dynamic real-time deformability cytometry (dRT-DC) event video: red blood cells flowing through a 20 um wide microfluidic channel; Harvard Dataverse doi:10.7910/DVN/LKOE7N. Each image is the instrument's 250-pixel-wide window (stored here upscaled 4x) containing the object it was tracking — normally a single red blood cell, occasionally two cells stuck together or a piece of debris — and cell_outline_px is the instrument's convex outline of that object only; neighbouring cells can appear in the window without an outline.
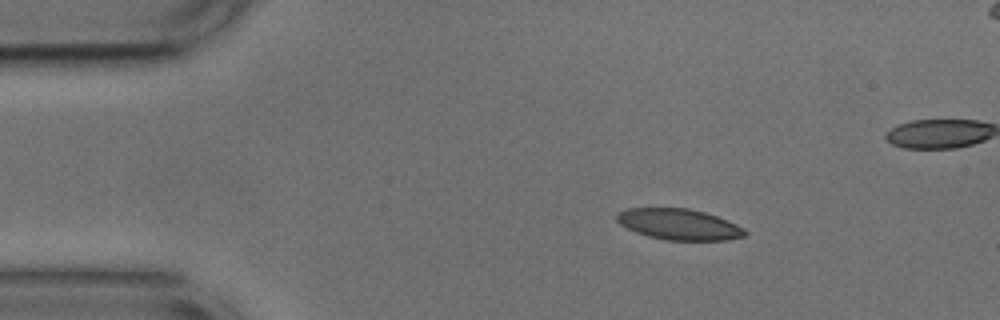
{"species": "common noctule bat (a hibernating species)", "species_latin": "Nyctalus noctula", "temperature_condition": "cold", "stored_images_in_passage": 47, "camera_frame_rate_fps": 3000, "um_per_image_px": 0.085, "animal": {"sex": "male", "body_mass_g": 17.9, "forearm_length_mm": 54.2}, "frame": {"image": 1, "passage_image": 1, "time_ms": 0.0, "image_size_px": [1000, 320], "cell_outline_px": [[748, 232], [744, 236], [728, 240], [664, 240], [648, 236], [636, 232], [620, 224], [616, 220], [616, 212], [628, 208], [688, 208], [704, 212], [728, 220], [744, 228]], "centroid_in_image_um": [57.71, 19.07], "position_along_channel_um": 27.3, "area_um2": 23.18}}
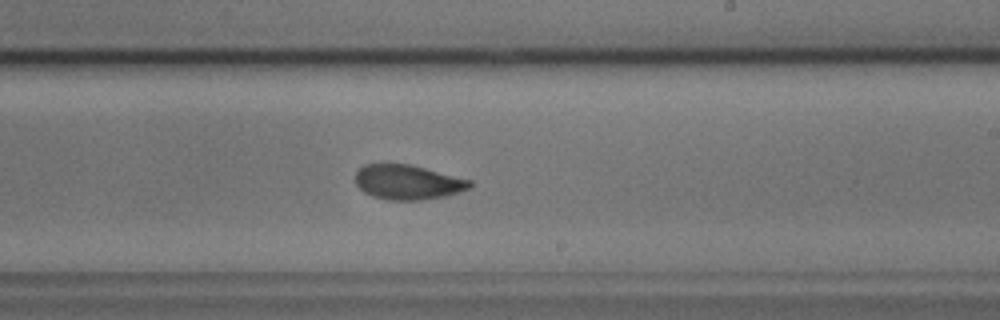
{"frame": {"image": 2, "passage_image": 24, "time_ms": 7.667, "image_size_px": [1000, 320], "cell_outline_px": [[472, 188], [444, 196], [420, 200], [388, 200], [372, 196], [364, 192], [356, 184], [356, 172], [364, 164], [388, 160], [408, 164], [472, 180]], "centroid_in_image_um": [34.61, 15.44], "position_along_channel_um": 254.4, "area_um2": 23.64}}
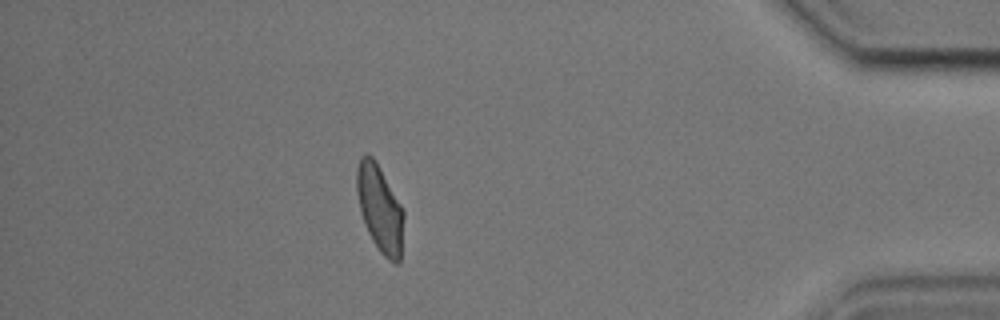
{"frame": {"image": 3, "passage_image": 40, "time_ms": 13.0, "image_size_px": [1000, 320], "cell_outline_px": [[404, 216], [400, 264], [396, 264], [388, 260], [380, 252], [372, 240], [364, 224], [360, 212], [356, 192], [356, 168], [360, 156], [364, 152], [368, 152], [376, 160], [400, 204], [404, 212]], "centroid_in_image_um": [32.26, 17.7], "position_along_channel_um": 402.9, "area_um2": 24.16}}